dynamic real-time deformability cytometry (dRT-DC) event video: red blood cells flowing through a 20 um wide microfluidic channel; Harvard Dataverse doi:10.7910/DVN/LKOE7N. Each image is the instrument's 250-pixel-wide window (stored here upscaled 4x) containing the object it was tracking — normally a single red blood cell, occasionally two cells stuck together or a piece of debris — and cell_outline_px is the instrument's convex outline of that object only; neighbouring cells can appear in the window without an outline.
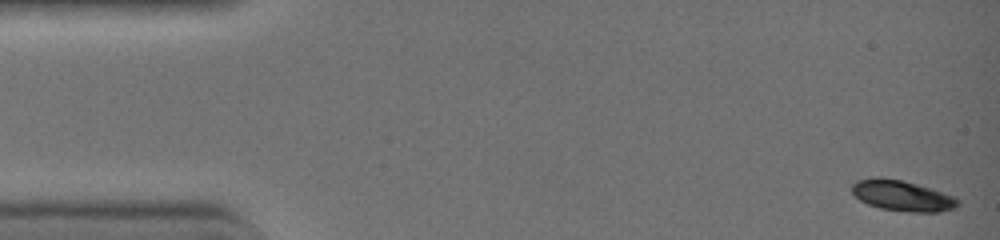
{"species": "common noctule bat (a hibernating species)", "species_latin": "Nyctalus noctula", "temperature_condition": "warm", "stored_images_in_passage": 42, "camera_frame_rate_fps": 3000, "um_per_image_px": 0.085, "animal": {"sex": "female", "body_mass_g": 19.0, "forearm_length_mm": 51.5}, "frame": {"image": 1, "passage_image": 1, "time_ms": 0.0, "image_size_px": [1000, 240], "cell_outline_px": [[960, 204], [956, 208], [940, 212], [908, 212], [880, 208], [868, 204], [860, 200], [852, 192], [852, 184], [856, 180], [872, 176], [876, 176], [900, 180], [932, 188], [952, 196], [960, 200]], "centroid_in_image_um": [76.69, 16.63], "position_along_channel_um": 8.3, "area_um2": 19.07}}
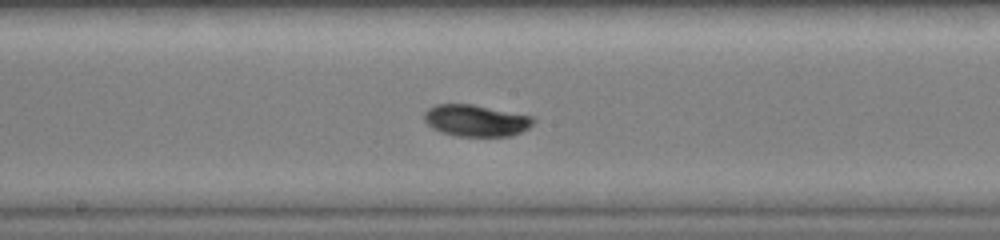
{"frame": {"image": 2, "passage_image": 23, "time_ms": 7.333, "image_size_px": [1000, 240], "cell_outline_px": [[536, 120], [528, 128], [512, 136], [456, 136], [440, 132], [432, 128], [424, 120], [424, 112], [428, 108], [436, 104], [472, 104], [532, 116]], "centroid_in_image_um": [40.44, 10.25], "position_along_channel_um": 207.8, "area_um2": 20.17}}
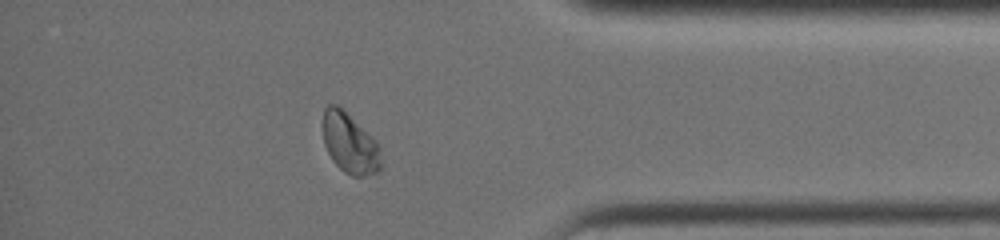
{"frame": {"image": 3, "passage_image": 37, "time_ms": 12.0, "image_size_px": [1000, 240], "cell_outline_px": [[380, 172], [364, 176], [352, 176], [344, 172], [332, 160], [324, 144], [324, 108], [328, 104], [336, 104], [372, 136], [380, 144]], "centroid_in_image_um": [29.75, 12.21], "position_along_channel_um": 405.4, "area_um2": 20.23}, "authors_computed_cell_mechanics": {"area_um2": 19.5942, "velocity_mm_per_s": 4.4944, "shape_relaxation_time_tau1_ms": 1.9824, "shape_relaxation_time_tau2_ms": null, "deformation_change_tau1": 0.1105, "deformation_change_tau2": null}}